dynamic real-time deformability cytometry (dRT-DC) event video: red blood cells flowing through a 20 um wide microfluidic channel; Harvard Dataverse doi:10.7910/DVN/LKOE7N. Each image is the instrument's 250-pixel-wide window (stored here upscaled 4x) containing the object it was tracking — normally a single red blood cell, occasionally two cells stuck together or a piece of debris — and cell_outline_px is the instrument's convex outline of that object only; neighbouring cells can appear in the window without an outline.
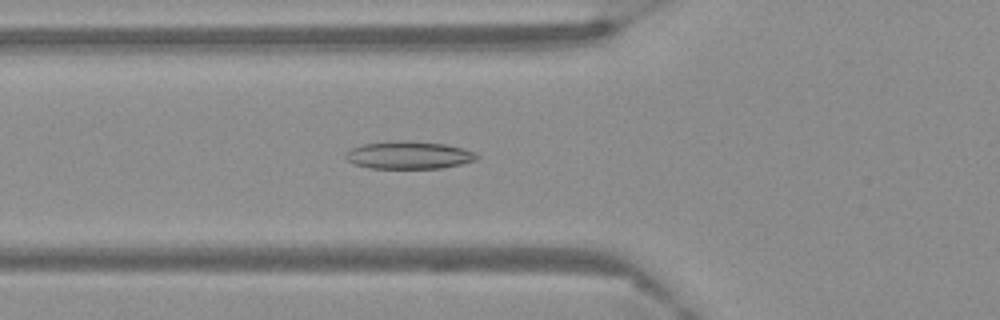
{"species": "Egyptian fruit bat (a non-hibernating species)", "species_latin": "Rousettus aegyptiacus", "temperature_condition": "warm", "stored_images_in_passage": 58, "camera_frame_rate_fps": 3000, "um_per_image_px": 0.085, "frame": {"image": 1, "passage_image": 20, "time_ms": 6.333, "image_size_px": [1000, 320], "cell_outline_px": [[480, 156], [476, 160], [460, 164], [440, 168], [368, 168], [352, 164], [344, 156], [352, 148], [364, 144], [404, 140], [408, 140], [444, 144], [464, 148], [476, 152]], "centroid_in_image_um": [34.78, 13.19], "position_along_channel_um": 91.0, "area_um2": 21.1}}
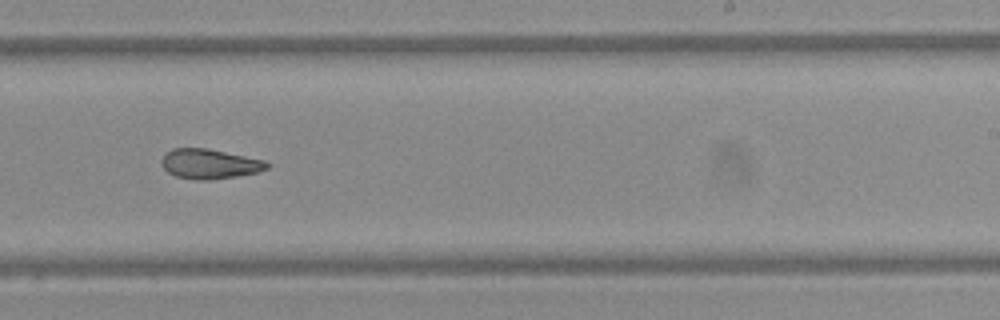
{"frame": {"image": 2, "passage_image": 36, "time_ms": 11.667, "image_size_px": [1000, 320], "cell_outline_px": [[272, 164], [268, 168], [260, 172], [236, 176], [208, 180], [196, 180], [176, 176], [168, 172], [160, 164], [160, 160], [172, 148], [208, 148], [264, 160]], "centroid_in_image_um": [17.83, 13.93], "position_along_channel_um": 271.2, "area_um2": 18.38}}
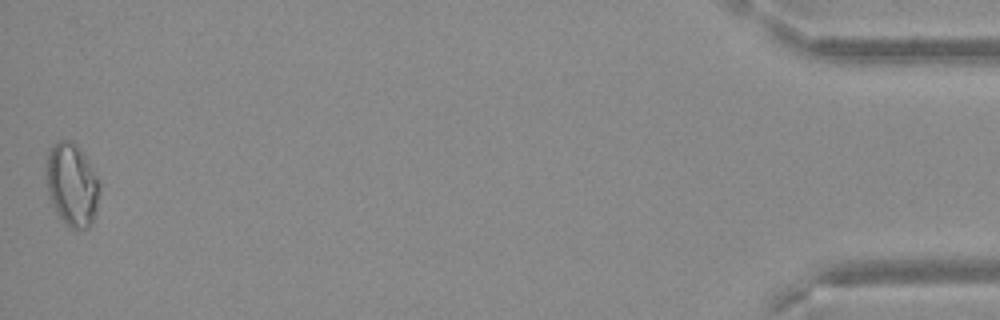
{"frame": {"image": 3, "passage_image": 58, "time_ms": 19.0, "image_size_px": [1000, 320], "cell_outline_px": [[100, 188], [96, 208], [92, 220], [88, 228], [72, 228], [56, 212], [48, 192], [44, 172], [44, 168], [48, 152], [60, 140], [72, 140], [80, 148], [96, 176], [100, 184]], "centroid_in_image_um": [6.09, 15.65], "position_along_channel_um": 429.1, "area_um2": 25.43}}